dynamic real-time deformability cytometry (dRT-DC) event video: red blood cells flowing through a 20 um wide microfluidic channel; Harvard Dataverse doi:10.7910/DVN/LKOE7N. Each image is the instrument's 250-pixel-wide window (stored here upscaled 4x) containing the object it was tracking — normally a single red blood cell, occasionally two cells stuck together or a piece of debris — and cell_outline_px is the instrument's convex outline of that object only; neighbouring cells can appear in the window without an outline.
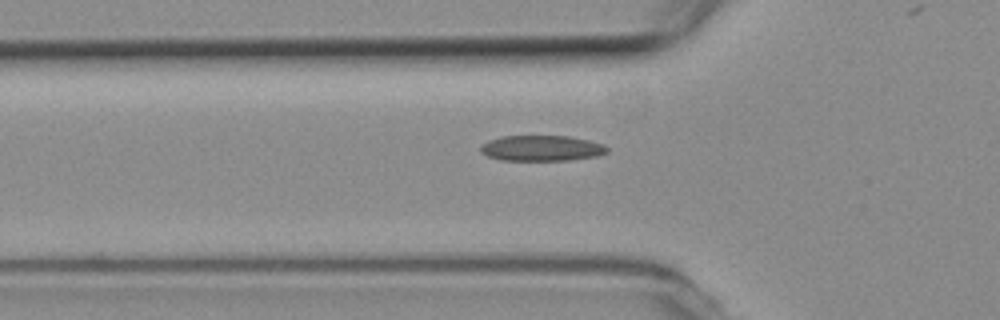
{"species": "common noctule bat (a hibernating species)", "species_latin": "Nyctalus noctula", "temperature_condition": "room temperature", "stored_images_in_passage": 38, "camera_frame_rate_fps": 3000, "um_per_image_px": 0.085, "animal": {"sex": "female", "body_mass_g": 19.3, "forearm_length_mm": 54.1}, "frame": {"image": 1, "passage_image": 9, "time_ms": 2.667, "image_size_px": [1000, 320], "cell_outline_px": [[608, 152], [596, 156], [568, 160], [500, 160], [488, 156], [480, 152], [480, 148], [488, 140], [500, 136], [568, 136], [588, 140], [604, 144], [608, 148]], "centroid_in_image_um": [46.03, 12.59], "position_along_channel_um": 79.8, "area_um2": 18.84}}
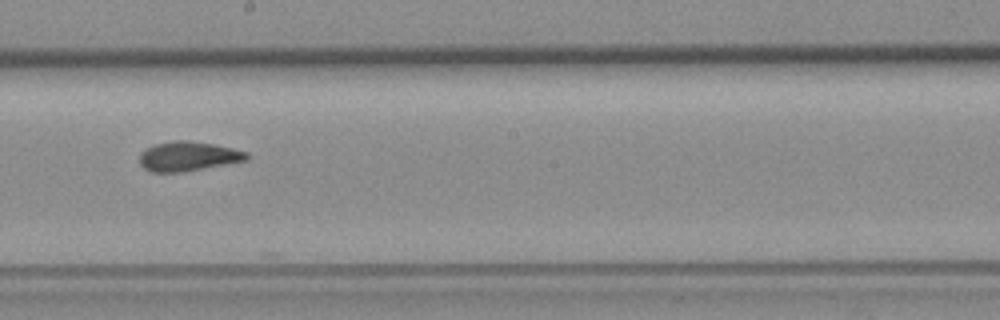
{"frame": {"image": 2, "passage_image": 21, "time_ms": 6.667, "image_size_px": [1000, 320], "cell_outline_px": [[248, 160], [180, 172], [152, 172], [144, 168], [140, 164], [140, 152], [144, 148], [156, 144], [176, 140], [188, 140], [212, 144], [232, 148], [248, 152]], "centroid_in_image_um": [15.96, 13.28], "position_along_channel_um": 232.2, "area_um2": 18.26}}
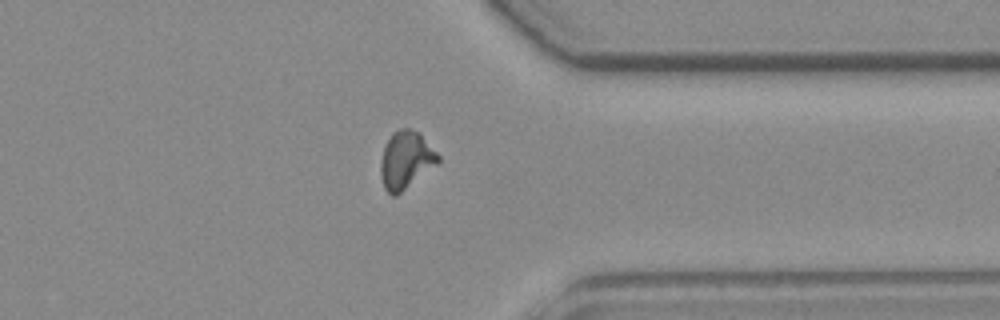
{"frame": {"image": 3, "passage_image": 33, "time_ms": 10.667, "image_size_px": [1000, 320], "cell_outline_px": [[440, 160], [436, 164], [396, 196], [392, 196], [384, 188], [380, 176], [380, 164], [384, 148], [392, 132], [400, 128], [408, 128], [420, 132], [440, 156]], "centroid_in_image_um": [34.49, 13.58], "position_along_channel_um": 376.9, "area_um2": 19.13}}